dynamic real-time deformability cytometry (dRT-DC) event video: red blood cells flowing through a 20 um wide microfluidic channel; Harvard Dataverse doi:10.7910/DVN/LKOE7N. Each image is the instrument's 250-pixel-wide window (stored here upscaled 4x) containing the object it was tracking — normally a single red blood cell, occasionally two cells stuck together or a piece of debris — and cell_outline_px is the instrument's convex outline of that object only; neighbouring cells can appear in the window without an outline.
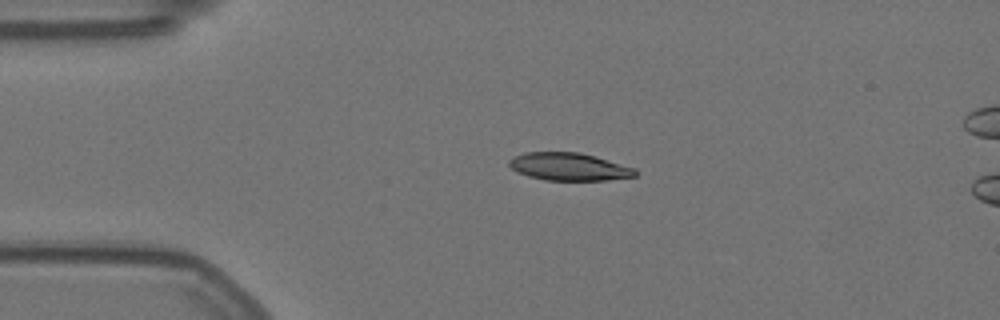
{"species": "Egyptian fruit bat (a non-hibernating species)", "species_latin": "Rousettus aegyptiacus", "temperature_condition": "warm", "stored_images_in_passage": 45, "camera_frame_rate_fps": 3000, "um_per_image_px": 0.085, "animal": {"sex": "female"}, "frame": {"image": 1, "passage_image": 1, "time_ms": 0.0, "image_size_px": [1000, 320], "cell_outline_px": [[640, 172], [636, 176], [608, 180], [544, 180], [528, 176], [516, 172], [508, 164], [508, 160], [512, 156], [524, 152], [580, 152], [596, 156], [636, 168]], "centroid_in_image_um": [48.37, 14.16], "position_along_channel_um": 36.6, "area_um2": 20.69}}
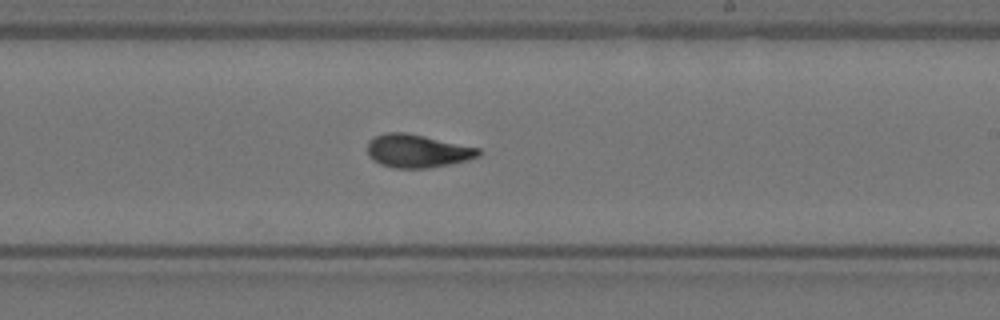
{"frame": {"image": 2, "passage_image": 22, "time_ms": 7.0, "image_size_px": [1000, 320], "cell_outline_px": [[484, 152], [480, 156], [468, 160], [428, 168], [392, 168], [380, 164], [372, 160], [368, 156], [368, 140], [376, 136], [388, 132], [404, 132], [424, 136], [480, 148]], "centroid_in_image_um": [35.48, 12.84], "position_along_channel_um": 253.5, "area_um2": 21.56}}
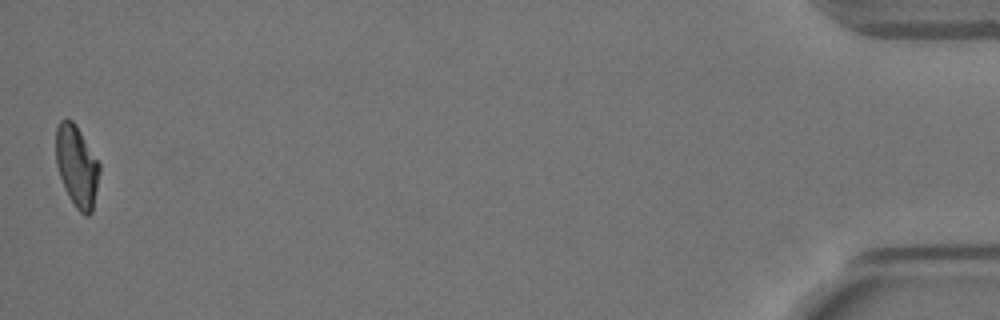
{"frame": {"image": 3, "passage_image": 45, "time_ms": 14.667, "image_size_px": [1000, 320], "cell_outline_px": [[100, 172], [92, 212], [88, 216], [84, 216], [76, 208], [68, 196], [64, 188], [56, 164], [56, 128], [60, 120], [72, 120], [76, 124], [100, 164]], "centroid_in_image_um": [6.53, 14.14], "position_along_channel_um": 428.7, "area_um2": 20.69}, "authors_computed_cell_mechanics": {"area_um2": 21.4438, "velocity_mm_per_s": 3.5494, "shape_relaxation_time_tau1_ms": 8.4292, "shape_relaxation_time_tau2_ms": 2.8409, "deformation_change_tau1": 0.2377, "deformation_change_tau2": 0.0865}}